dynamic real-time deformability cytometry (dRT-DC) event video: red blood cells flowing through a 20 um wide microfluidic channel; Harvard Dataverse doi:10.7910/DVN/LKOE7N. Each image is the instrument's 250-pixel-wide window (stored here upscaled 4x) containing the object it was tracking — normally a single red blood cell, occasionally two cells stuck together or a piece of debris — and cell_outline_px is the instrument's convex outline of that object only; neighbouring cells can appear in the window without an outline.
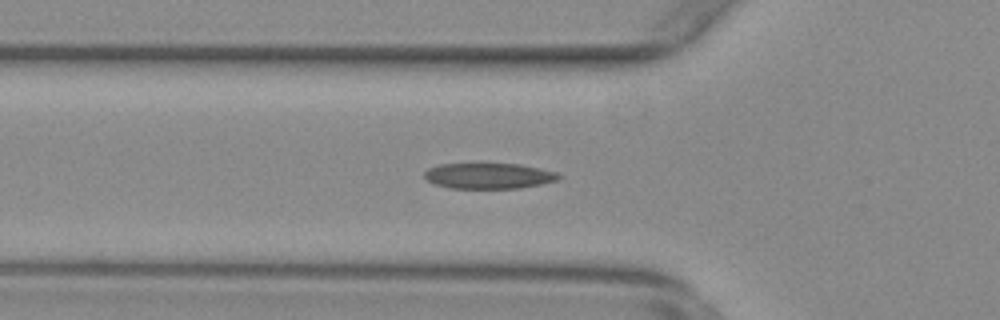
{"species": "common noctule bat (a hibernating species)", "species_latin": "Nyctalus noctula", "temperature_condition": "warm", "stored_images_in_passage": 41, "camera_frame_rate_fps": 3000, "um_per_image_px": 0.085, "animal": {"sex": "female", "body_mass_g": 29.2, "forearm_length_mm": 56.3}, "frame": {"image": 1, "passage_image": 10, "time_ms": 3.0, "image_size_px": [1000, 320], "cell_outline_px": [[560, 176], [556, 180], [540, 184], [520, 188], [448, 188], [436, 184], [428, 180], [424, 176], [424, 172], [428, 168], [440, 164], [520, 164], [556, 172]], "centroid_in_image_um": [41.51, 14.95], "position_along_channel_um": 84.3, "area_um2": 19.83}}
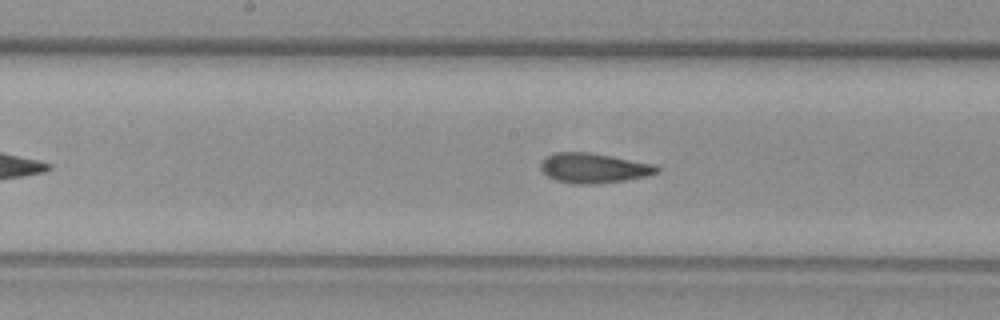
{"frame": {"image": 2, "passage_image": 19, "time_ms": 6.0, "image_size_px": [1000, 320], "cell_outline_px": [[660, 172], [648, 176], [624, 180], [592, 184], [576, 184], [556, 180], [548, 176], [540, 168], [540, 160], [544, 156], [556, 152], [588, 152], [612, 156], [656, 164], [660, 168]], "centroid_in_image_um": [50.47, 14.27], "position_along_channel_um": 197.7, "area_um2": 20.4}}
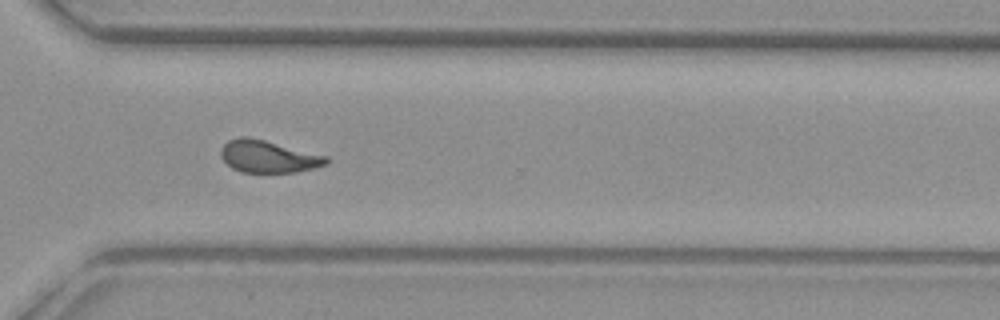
{"frame": {"image": 3, "passage_image": 31, "time_ms": 10.0, "image_size_px": [1000, 320], "cell_outline_px": [[332, 160], [328, 164], [296, 172], [240, 172], [232, 168], [220, 156], [220, 148], [228, 140], [240, 136], [248, 136], [328, 156]], "centroid_in_image_um": [22.8, 13.3], "position_along_channel_um": 347.8, "area_um2": 19.88}, "authors_computed_cell_mechanics": {"area_um2": 20.6924, "velocity_mm_per_s": 3.7614, "shape_relaxation_time_tau1_ms": null, "shape_relaxation_time_tau2_ms": 1.8796, "deformation_change_tau1": null, "deformation_change_tau2": 0.0986}}